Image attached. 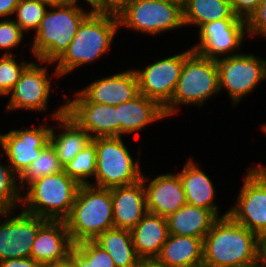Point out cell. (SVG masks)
<instances>
[{"instance_id":"27","label":"cell","mask_w":266,"mask_h":267,"mask_svg":"<svg viewBox=\"0 0 266 267\" xmlns=\"http://www.w3.org/2000/svg\"><path fill=\"white\" fill-rule=\"evenodd\" d=\"M230 0H185L183 19L185 26L201 27L220 19H238Z\"/></svg>"},{"instance_id":"38","label":"cell","mask_w":266,"mask_h":267,"mask_svg":"<svg viewBox=\"0 0 266 267\" xmlns=\"http://www.w3.org/2000/svg\"><path fill=\"white\" fill-rule=\"evenodd\" d=\"M235 14L245 19L257 8L260 0H230Z\"/></svg>"},{"instance_id":"31","label":"cell","mask_w":266,"mask_h":267,"mask_svg":"<svg viewBox=\"0 0 266 267\" xmlns=\"http://www.w3.org/2000/svg\"><path fill=\"white\" fill-rule=\"evenodd\" d=\"M19 188V176L9 163L0 162V213L21 209L22 193Z\"/></svg>"},{"instance_id":"33","label":"cell","mask_w":266,"mask_h":267,"mask_svg":"<svg viewBox=\"0 0 266 267\" xmlns=\"http://www.w3.org/2000/svg\"><path fill=\"white\" fill-rule=\"evenodd\" d=\"M25 59L18 63L13 55L0 56V96H7L31 63Z\"/></svg>"},{"instance_id":"49","label":"cell","mask_w":266,"mask_h":267,"mask_svg":"<svg viewBox=\"0 0 266 267\" xmlns=\"http://www.w3.org/2000/svg\"><path fill=\"white\" fill-rule=\"evenodd\" d=\"M261 130L266 134V123L261 126Z\"/></svg>"},{"instance_id":"9","label":"cell","mask_w":266,"mask_h":267,"mask_svg":"<svg viewBox=\"0 0 266 267\" xmlns=\"http://www.w3.org/2000/svg\"><path fill=\"white\" fill-rule=\"evenodd\" d=\"M216 63L220 92L227 90L235 107L262 80H266V60L255 54L241 52L229 57H219Z\"/></svg>"},{"instance_id":"44","label":"cell","mask_w":266,"mask_h":267,"mask_svg":"<svg viewBox=\"0 0 266 267\" xmlns=\"http://www.w3.org/2000/svg\"><path fill=\"white\" fill-rule=\"evenodd\" d=\"M85 2H87V5L90 6L91 10H95L98 5L100 4L101 0H84ZM79 0H74V3H78Z\"/></svg>"},{"instance_id":"16","label":"cell","mask_w":266,"mask_h":267,"mask_svg":"<svg viewBox=\"0 0 266 267\" xmlns=\"http://www.w3.org/2000/svg\"><path fill=\"white\" fill-rule=\"evenodd\" d=\"M64 97L65 114L85 129L92 139L118 137L116 106L90 102L79 90L75 91L73 99Z\"/></svg>"},{"instance_id":"24","label":"cell","mask_w":266,"mask_h":267,"mask_svg":"<svg viewBox=\"0 0 266 267\" xmlns=\"http://www.w3.org/2000/svg\"><path fill=\"white\" fill-rule=\"evenodd\" d=\"M130 232L140 259H155L169 236L166 218L150 212Z\"/></svg>"},{"instance_id":"36","label":"cell","mask_w":266,"mask_h":267,"mask_svg":"<svg viewBox=\"0 0 266 267\" xmlns=\"http://www.w3.org/2000/svg\"><path fill=\"white\" fill-rule=\"evenodd\" d=\"M248 37L266 38V0H260L257 8L246 19Z\"/></svg>"},{"instance_id":"43","label":"cell","mask_w":266,"mask_h":267,"mask_svg":"<svg viewBox=\"0 0 266 267\" xmlns=\"http://www.w3.org/2000/svg\"><path fill=\"white\" fill-rule=\"evenodd\" d=\"M260 257L263 260V263L266 267V236L261 238V251H260Z\"/></svg>"},{"instance_id":"22","label":"cell","mask_w":266,"mask_h":267,"mask_svg":"<svg viewBox=\"0 0 266 267\" xmlns=\"http://www.w3.org/2000/svg\"><path fill=\"white\" fill-rule=\"evenodd\" d=\"M118 116V136L136 134L149 124L164 120V109L154 100L138 94L132 100L116 106Z\"/></svg>"},{"instance_id":"21","label":"cell","mask_w":266,"mask_h":267,"mask_svg":"<svg viewBox=\"0 0 266 267\" xmlns=\"http://www.w3.org/2000/svg\"><path fill=\"white\" fill-rule=\"evenodd\" d=\"M114 227L131 231L148 212L142 179L138 182L110 188Z\"/></svg>"},{"instance_id":"47","label":"cell","mask_w":266,"mask_h":267,"mask_svg":"<svg viewBox=\"0 0 266 267\" xmlns=\"http://www.w3.org/2000/svg\"><path fill=\"white\" fill-rule=\"evenodd\" d=\"M50 267H75V265L68 259L64 262L55 264V265L50 266Z\"/></svg>"},{"instance_id":"30","label":"cell","mask_w":266,"mask_h":267,"mask_svg":"<svg viewBox=\"0 0 266 267\" xmlns=\"http://www.w3.org/2000/svg\"><path fill=\"white\" fill-rule=\"evenodd\" d=\"M97 165L96 138L92 139L72 161L63 166V171L80 185L90 184L94 179ZM92 177V178H90Z\"/></svg>"},{"instance_id":"28","label":"cell","mask_w":266,"mask_h":267,"mask_svg":"<svg viewBox=\"0 0 266 267\" xmlns=\"http://www.w3.org/2000/svg\"><path fill=\"white\" fill-rule=\"evenodd\" d=\"M94 241L108 252L115 267H135L140 260L129 230L113 227L101 233Z\"/></svg>"},{"instance_id":"12","label":"cell","mask_w":266,"mask_h":267,"mask_svg":"<svg viewBox=\"0 0 266 267\" xmlns=\"http://www.w3.org/2000/svg\"><path fill=\"white\" fill-rule=\"evenodd\" d=\"M193 50L167 56L150 63L143 69H134L139 93L156 101L164 108L172 99L185 58Z\"/></svg>"},{"instance_id":"32","label":"cell","mask_w":266,"mask_h":267,"mask_svg":"<svg viewBox=\"0 0 266 267\" xmlns=\"http://www.w3.org/2000/svg\"><path fill=\"white\" fill-rule=\"evenodd\" d=\"M49 7L50 4L43 0H19L13 20L24 33L36 32Z\"/></svg>"},{"instance_id":"25","label":"cell","mask_w":266,"mask_h":267,"mask_svg":"<svg viewBox=\"0 0 266 267\" xmlns=\"http://www.w3.org/2000/svg\"><path fill=\"white\" fill-rule=\"evenodd\" d=\"M155 259L164 267H202L203 240L169 234Z\"/></svg>"},{"instance_id":"39","label":"cell","mask_w":266,"mask_h":267,"mask_svg":"<svg viewBox=\"0 0 266 267\" xmlns=\"http://www.w3.org/2000/svg\"><path fill=\"white\" fill-rule=\"evenodd\" d=\"M0 267H42L32 257L11 258L0 261Z\"/></svg>"},{"instance_id":"37","label":"cell","mask_w":266,"mask_h":267,"mask_svg":"<svg viewBox=\"0 0 266 267\" xmlns=\"http://www.w3.org/2000/svg\"><path fill=\"white\" fill-rule=\"evenodd\" d=\"M132 0H101L98 7L94 10L100 15L119 17L127 8Z\"/></svg>"},{"instance_id":"35","label":"cell","mask_w":266,"mask_h":267,"mask_svg":"<svg viewBox=\"0 0 266 267\" xmlns=\"http://www.w3.org/2000/svg\"><path fill=\"white\" fill-rule=\"evenodd\" d=\"M74 247L95 267H115L112 257L94 240L76 243Z\"/></svg>"},{"instance_id":"40","label":"cell","mask_w":266,"mask_h":267,"mask_svg":"<svg viewBox=\"0 0 266 267\" xmlns=\"http://www.w3.org/2000/svg\"><path fill=\"white\" fill-rule=\"evenodd\" d=\"M18 2L19 0H0V19L13 16Z\"/></svg>"},{"instance_id":"48","label":"cell","mask_w":266,"mask_h":267,"mask_svg":"<svg viewBox=\"0 0 266 267\" xmlns=\"http://www.w3.org/2000/svg\"><path fill=\"white\" fill-rule=\"evenodd\" d=\"M258 166L264 171V173L266 174V165L264 166L263 164L259 163Z\"/></svg>"},{"instance_id":"17","label":"cell","mask_w":266,"mask_h":267,"mask_svg":"<svg viewBox=\"0 0 266 267\" xmlns=\"http://www.w3.org/2000/svg\"><path fill=\"white\" fill-rule=\"evenodd\" d=\"M73 247L65 221L47 220L36 235L31 257L42 267H50L68 260Z\"/></svg>"},{"instance_id":"6","label":"cell","mask_w":266,"mask_h":267,"mask_svg":"<svg viewBox=\"0 0 266 267\" xmlns=\"http://www.w3.org/2000/svg\"><path fill=\"white\" fill-rule=\"evenodd\" d=\"M219 74L216 60L199 56L192 51L184 60L180 77L171 101L163 108L166 118L179 114L182 104L205 105L219 95Z\"/></svg>"},{"instance_id":"50","label":"cell","mask_w":266,"mask_h":267,"mask_svg":"<svg viewBox=\"0 0 266 267\" xmlns=\"http://www.w3.org/2000/svg\"><path fill=\"white\" fill-rule=\"evenodd\" d=\"M175 1H178L183 4L185 0H175Z\"/></svg>"},{"instance_id":"5","label":"cell","mask_w":266,"mask_h":267,"mask_svg":"<svg viewBox=\"0 0 266 267\" xmlns=\"http://www.w3.org/2000/svg\"><path fill=\"white\" fill-rule=\"evenodd\" d=\"M79 187L80 184L64 171L43 176L22 191V210L46 220L64 221L70 214Z\"/></svg>"},{"instance_id":"14","label":"cell","mask_w":266,"mask_h":267,"mask_svg":"<svg viewBox=\"0 0 266 267\" xmlns=\"http://www.w3.org/2000/svg\"><path fill=\"white\" fill-rule=\"evenodd\" d=\"M0 213V261L31 257V248L40 227L47 221L25 211ZM12 214V215H11Z\"/></svg>"},{"instance_id":"11","label":"cell","mask_w":266,"mask_h":267,"mask_svg":"<svg viewBox=\"0 0 266 267\" xmlns=\"http://www.w3.org/2000/svg\"><path fill=\"white\" fill-rule=\"evenodd\" d=\"M39 63L32 61L22 72L20 79L14 88L8 94L9 102L6 104V112L15 110H28L44 112L48 111L49 97L51 95L52 75L60 78L56 69L54 73L48 74V68L44 66L48 64L54 65L52 62H44L38 60ZM44 63V64H43ZM43 65V66H42Z\"/></svg>"},{"instance_id":"23","label":"cell","mask_w":266,"mask_h":267,"mask_svg":"<svg viewBox=\"0 0 266 267\" xmlns=\"http://www.w3.org/2000/svg\"><path fill=\"white\" fill-rule=\"evenodd\" d=\"M177 174L181 180L187 204L209 209L218 218L228 215L229 211L220 215V209L214 202L215 186L210 177L199 168V165H196L193 157L190 156L185 166Z\"/></svg>"},{"instance_id":"7","label":"cell","mask_w":266,"mask_h":267,"mask_svg":"<svg viewBox=\"0 0 266 267\" xmlns=\"http://www.w3.org/2000/svg\"><path fill=\"white\" fill-rule=\"evenodd\" d=\"M124 143L120 136L96 138L97 165L91 185L110 189L131 185L142 179L140 160L133 159Z\"/></svg>"},{"instance_id":"34","label":"cell","mask_w":266,"mask_h":267,"mask_svg":"<svg viewBox=\"0 0 266 267\" xmlns=\"http://www.w3.org/2000/svg\"><path fill=\"white\" fill-rule=\"evenodd\" d=\"M24 32L20 29L19 25L13 20L1 19L0 20V50L5 53L2 55H13L15 47L20 46L24 39ZM12 51V52H10Z\"/></svg>"},{"instance_id":"41","label":"cell","mask_w":266,"mask_h":267,"mask_svg":"<svg viewBox=\"0 0 266 267\" xmlns=\"http://www.w3.org/2000/svg\"><path fill=\"white\" fill-rule=\"evenodd\" d=\"M69 260L75 265V267H95L75 247H73L70 251Z\"/></svg>"},{"instance_id":"42","label":"cell","mask_w":266,"mask_h":267,"mask_svg":"<svg viewBox=\"0 0 266 267\" xmlns=\"http://www.w3.org/2000/svg\"><path fill=\"white\" fill-rule=\"evenodd\" d=\"M135 267H164L156 259H140Z\"/></svg>"},{"instance_id":"45","label":"cell","mask_w":266,"mask_h":267,"mask_svg":"<svg viewBox=\"0 0 266 267\" xmlns=\"http://www.w3.org/2000/svg\"><path fill=\"white\" fill-rule=\"evenodd\" d=\"M236 267H265L262 258L260 257L258 260L246 264V265H241V266H236Z\"/></svg>"},{"instance_id":"29","label":"cell","mask_w":266,"mask_h":267,"mask_svg":"<svg viewBox=\"0 0 266 267\" xmlns=\"http://www.w3.org/2000/svg\"><path fill=\"white\" fill-rule=\"evenodd\" d=\"M61 171H63V165L49 143L43 148L37 159L31 163L30 167L19 176V188L23 191L25 186L27 187L33 181Z\"/></svg>"},{"instance_id":"13","label":"cell","mask_w":266,"mask_h":267,"mask_svg":"<svg viewBox=\"0 0 266 267\" xmlns=\"http://www.w3.org/2000/svg\"><path fill=\"white\" fill-rule=\"evenodd\" d=\"M198 29L199 42L191 49L199 56L214 60L240 54L241 45L248 35L243 17L208 22Z\"/></svg>"},{"instance_id":"3","label":"cell","mask_w":266,"mask_h":267,"mask_svg":"<svg viewBox=\"0 0 266 267\" xmlns=\"http://www.w3.org/2000/svg\"><path fill=\"white\" fill-rule=\"evenodd\" d=\"M78 3L50 5L33 37L32 56L55 63L68 49L81 22L92 12ZM33 43V44H32Z\"/></svg>"},{"instance_id":"20","label":"cell","mask_w":266,"mask_h":267,"mask_svg":"<svg viewBox=\"0 0 266 267\" xmlns=\"http://www.w3.org/2000/svg\"><path fill=\"white\" fill-rule=\"evenodd\" d=\"M51 119L56 121L52 126L49 143L54 148L60 163L64 166L83 150L92 141L90 134L80 128L71 118L65 114V103L54 110ZM58 126V127H57ZM59 128L60 133L55 130Z\"/></svg>"},{"instance_id":"18","label":"cell","mask_w":266,"mask_h":267,"mask_svg":"<svg viewBox=\"0 0 266 267\" xmlns=\"http://www.w3.org/2000/svg\"><path fill=\"white\" fill-rule=\"evenodd\" d=\"M142 182L146 192L147 210L150 213L167 218L187 203L177 173L170 172L153 179L143 173Z\"/></svg>"},{"instance_id":"4","label":"cell","mask_w":266,"mask_h":267,"mask_svg":"<svg viewBox=\"0 0 266 267\" xmlns=\"http://www.w3.org/2000/svg\"><path fill=\"white\" fill-rule=\"evenodd\" d=\"M73 244L96 239L114 227L111 191L91 184H81L64 220Z\"/></svg>"},{"instance_id":"8","label":"cell","mask_w":266,"mask_h":267,"mask_svg":"<svg viewBox=\"0 0 266 267\" xmlns=\"http://www.w3.org/2000/svg\"><path fill=\"white\" fill-rule=\"evenodd\" d=\"M118 19L120 28L152 36L185 27L183 4L175 0H132Z\"/></svg>"},{"instance_id":"26","label":"cell","mask_w":266,"mask_h":267,"mask_svg":"<svg viewBox=\"0 0 266 267\" xmlns=\"http://www.w3.org/2000/svg\"><path fill=\"white\" fill-rule=\"evenodd\" d=\"M217 219L211 210L187 203L166 218L169 234L198 237L202 240Z\"/></svg>"},{"instance_id":"15","label":"cell","mask_w":266,"mask_h":267,"mask_svg":"<svg viewBox=\"0 0 266 267\" xmlns=\"http://www.w3.org/2000/svg\"><path fill=\"white\" fill-rule=\"evenodd\" d=\"M52 127L40 123L33 128L12 129L8 133L0 132V147L2 154L20 176L39 156L43 148L49 144Z\"/></svg>"},{"instance_id":"19","label":"cell","mask_w":266,"mask_h":267,"mask_svg":"<svg viewBox=\"0 0 266 267\" xmlns=\"http://www.w3.org/2000/svg\"><path fill=\"white\" fill-rule=\"evenodd\" d=\"M79 91L90 102L113 106L126 103L139 94L133 68L93 80Z\"/></svg>"},{"instance_id":"10","label":"cell","mask_w":266,"mask_h":267,"mask_svg":"<svg viewBox=\"0 0 266 267\" xmlns=\"http://www.w3.org/2000/svg\"><path fill=\"white\" fill-rule=\"evenodd\" d=\"M228 215L260 239L266 236V174L258 166L250 167Z\"/></svg>"},{"instance_id":"1","label":"cell","mask_w":266,"mask_h":267,"mask_svg":"<svg viewBox=\"0 0 266 267\" xmlns=\"http://www.w3.org/2000/svg\"><path fill=\"white\" fill-rule=\"evenodd\" d=\"M261 239L229 215L218 218L203 239L202 267H236L260 258Z\"/></svg>"},{"instance_id":"46","label":"cell","mask_w":266,"mask_h":267,"mask_svg":"<svg viewBox=\"0 0 266 267\" xmlns=\"http://www.w3.org/2000/svg\"><path fill=\"white\" fill-rule=\"evenodd\" d=\"M50 5H58V4H71L74 3V0H43Z\"/></svg>"},{"instance_id":"2","label":"cell","mask_w":266,"mask_h":267,"mask_svg":"<svg viewBox=\"0 0 266 267\" xmlns=\"http://www.w3.org/2000/svg\"><path fill=\"white\" fill-rule=\"evenodd\" d=\"M119 29L117 17L92 11L79 25L68 49L54 63L60 78L108 53Z\"/></svg>"}]
</instances>
